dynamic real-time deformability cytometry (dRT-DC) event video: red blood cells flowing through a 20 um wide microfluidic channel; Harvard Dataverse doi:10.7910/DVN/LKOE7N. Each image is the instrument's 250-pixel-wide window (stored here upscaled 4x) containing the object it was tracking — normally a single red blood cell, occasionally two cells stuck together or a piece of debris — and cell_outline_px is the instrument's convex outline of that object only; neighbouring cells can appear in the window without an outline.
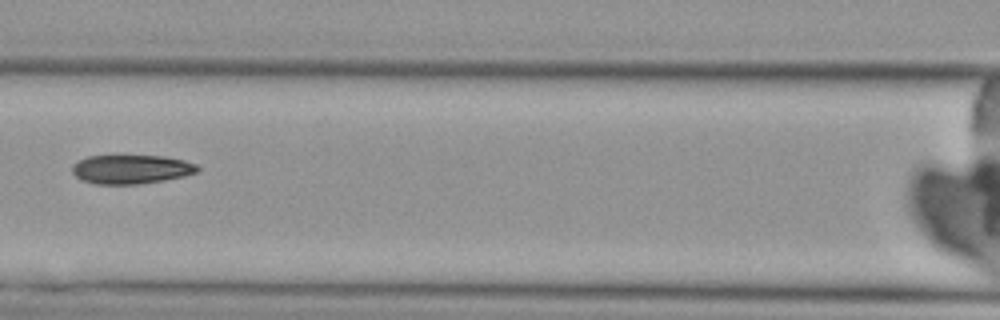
{"species": "Egyptian fruit bat (a non-hibernating species)", "species_latin": "Rousettus aegyptiacus", "temperature_condition": "cold", "stored_images_in_passage": 3, "camera_frame_rate_fps": 3000, "um_per_image_px": 0.085, "animal": {"sex": "female"}, "frame": {"image": 1, "passage_image": 3, "time_ms": 2.0, "image_size_px": [1000, 320], "cell_outline_px": [[200, 168], [196, 172], [184, 176], [164, 180], [140, 184], [96, 184], [80, 180], [72, 172], [72, 164], [76, 160], [88, 156], [164, 156], [184, 160], [196, 164]], "centroid_in_image_um": [11.12, 14.39], "position_along_channel_um": 155.5, "area_um2": 21.27}}